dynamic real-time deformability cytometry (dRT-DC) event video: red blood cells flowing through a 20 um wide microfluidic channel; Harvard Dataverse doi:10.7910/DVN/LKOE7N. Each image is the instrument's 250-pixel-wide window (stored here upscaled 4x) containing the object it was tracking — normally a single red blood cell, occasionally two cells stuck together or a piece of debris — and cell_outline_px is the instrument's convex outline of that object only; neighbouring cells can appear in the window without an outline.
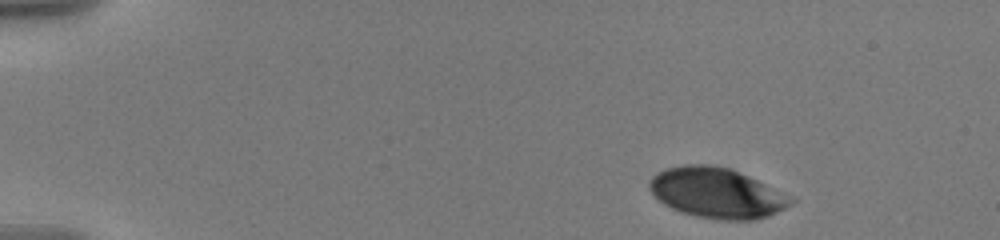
{"species": "human", "species_latin": "Homo sapiens", "temperature_condition": "warm", "stored_images_in_passage": 5, "camera_frame_rate_fps": 3000, "um_per_image_px": 0.085, "donor": {"sex": "male"}, "frame": {"image": 1, "passage_image": 1, "time_ms": 0.0, "image_size_px": [1000, 240], "cell_outline_px": [[796, 200], [792, 204], [768, 216], [756, 220], [720, 220], [696, 216], [680, 212], [664, 204], [648, 188], [648, 184], [652, 176], [656, 172], [668, 168], [684, 164], [716, 164], [740, 172], [792, 196]], "centroid_in_image_um": [60.93, 16.39], "position_along_channel_um": 24.1, "area_um2": 41.56}}
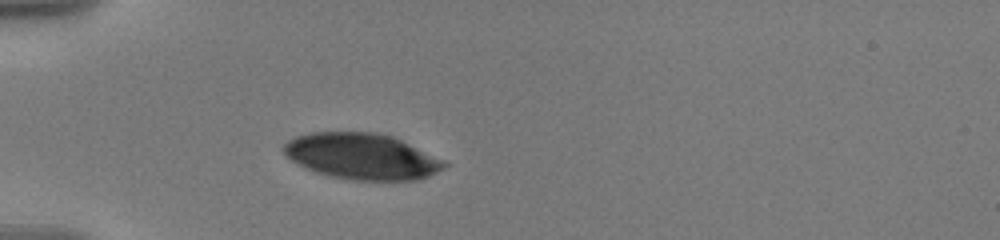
{"frame": {"image": 2, "passage_image": 4, "time_ms": 3.333, "image_size_px": [1000, 240], "cell_outline_px": [[448, 164], [444, 168], [428, 176], [416, 180], [352, 180], [328, 176], [316, 172], [292, 160], [284, 152], [284, 144], [288, 140], [296, 136], [308, 132], [376, 132], [392, 136], [444, 160]], "centroid_in_image_um": [30.76, 13.28], "position_along_channel_um": 54.2, "area_um2": 42.77}}